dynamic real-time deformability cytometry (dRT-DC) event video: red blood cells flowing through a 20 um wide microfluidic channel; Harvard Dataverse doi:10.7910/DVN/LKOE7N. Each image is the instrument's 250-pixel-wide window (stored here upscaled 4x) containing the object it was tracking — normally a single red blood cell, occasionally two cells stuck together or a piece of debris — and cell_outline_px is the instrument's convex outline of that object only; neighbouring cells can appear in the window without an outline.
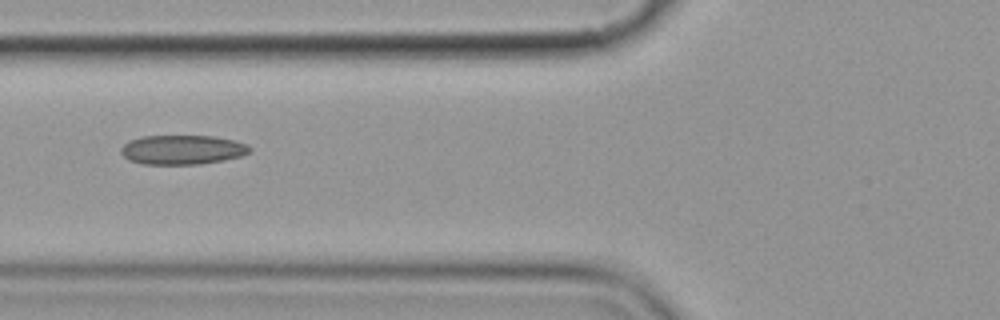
{"species": "common noctule bat (a hibernating species)", "species_latin": "Nyctalus noctula", "temperature_condition": "cold", "stored_images_in_passage": 13, "camera_frame_rate_fps": 3000, "um_per_image_px": 0.085, "animal": {"sex": "female", "body_mass_g": 19.9}, "frame": {"image": 1, "passage_image": 6, "time_ms": 6.667, "image_size_px": [1000, 320], "cell_outline_px": [[252, 148], [248, 152], [240, 156], [224, 160], [200, 164], [144, 164], [128, 160], [120, 152], [120, 148], [128, 140], [140, 136], [212, 136], [232, 140], [248, 144]], "centroid_in_image_um": [15.46, 12.72], "position_along_channel_um": 110.3, "area_um2": 22.08}}
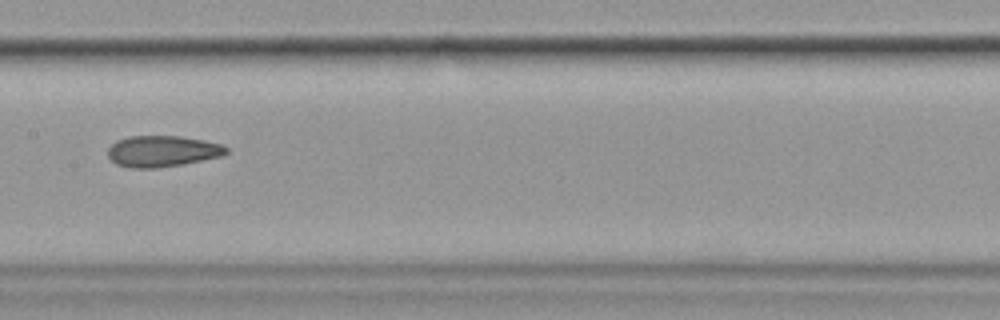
{"frame": {"image": 2, "passage_image": 8, "time_ms": 9.0, "image_size_px": [1000, 320], "cell_outline_px": [[228, 152], [220, 156], [184, 164], [156, 168], [128, 168], [116, 164], [108, 156], [108, 148], [116, 140], [128, 136], [180, 136], [204, 140], [220, 144], [228, 148]], "centroid_in_image_um": [13.77, 12.85], "position_along_channel_um": 193.6, "area_um2": 21.56}, "authors_computed_cell_mechanics": {"area_um2": 21.3282, "velocity_mm_per_s": 3.5696, "shape_relaxation_time_tau1_ms": 6.3795, "shape_relaxation_time_tau2_ms": 2.1068, "deformation_change_tau1": 0.1319, "deformation_change_tau2": 0.0742}}